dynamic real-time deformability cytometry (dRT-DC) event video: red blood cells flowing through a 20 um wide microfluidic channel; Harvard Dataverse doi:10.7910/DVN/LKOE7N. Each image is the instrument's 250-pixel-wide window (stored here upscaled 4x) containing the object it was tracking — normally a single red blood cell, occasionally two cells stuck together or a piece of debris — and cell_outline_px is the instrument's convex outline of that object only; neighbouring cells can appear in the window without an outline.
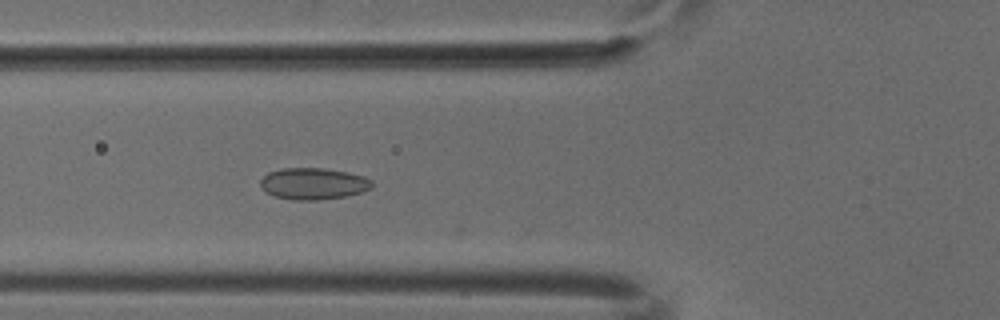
{"species": "common noctule bat (a hibernating species)", "species_latin": "Nyctalus noctula", "temperature_condition": "cold", "stored_images_in_passage": 15, "camera_frame_rate_fps": 3000, "um_per_image_px": 0.085, "animal": {"sex": "male", "body_mass_g": 18.8}, "frame": {"image": 1, "passage_image": 12, "time_ms": 3.667, "image_size_px": [1000, 320], "cell_outline_px": [[372, 188], [348, 196], [316, 200], [296, 200], [276, 196], [268, 192], [260, 184], [260, 180], [268, 172], [280, 168], [324, 168], [348, 172], [364, 176], [372, 180]], "centroid_in_image_um": [26.66, 15.6], "position_along_channel_um": 99.1, "area_um2": 20.46}}